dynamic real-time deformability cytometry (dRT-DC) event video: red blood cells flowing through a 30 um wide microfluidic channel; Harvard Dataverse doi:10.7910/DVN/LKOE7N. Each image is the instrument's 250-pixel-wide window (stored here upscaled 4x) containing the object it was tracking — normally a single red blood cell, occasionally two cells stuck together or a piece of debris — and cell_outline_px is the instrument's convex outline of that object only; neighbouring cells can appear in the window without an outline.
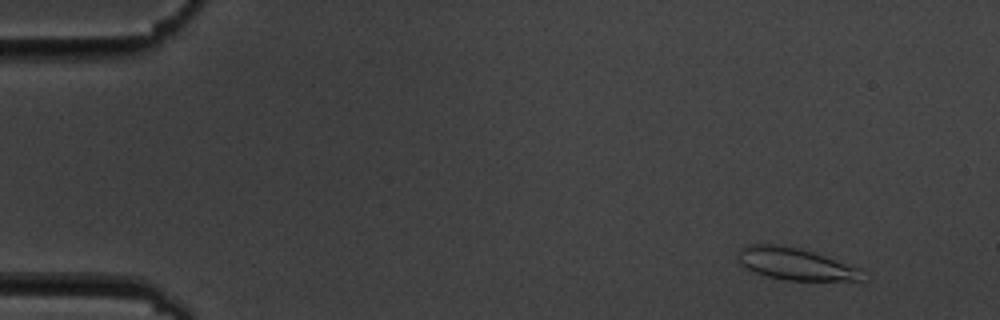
{"species": "common noctule bat (a hibernating species)", "species_latin": "Nyctalus noctula", "temperature_condition": "cold", "stored_images_in_passage": 7, "camera_frame_rate_fps": 3000, "um_per_image_px": 0.085, "animal": {"sex": "male", "body_mass_g": 19.5, "forearm_length_mm": 54.6}, "frame": {"image": 1, "passage_image": 2, "time_ms": 1.333, "image_size_px": [1000, 320], "cell_outline_px": [[860, 280], [784, 280], [768, 276], [756, 272], [740, 264], [736, 260], [736, 256], [740, 248], [748, 244], [776, 244], [796, 248], [812, 252], [860, 268]], "centroid_in_image_um": [67.5, 22.42], "position_along_channel_um": 17.5, "area_um2": 22.72}}
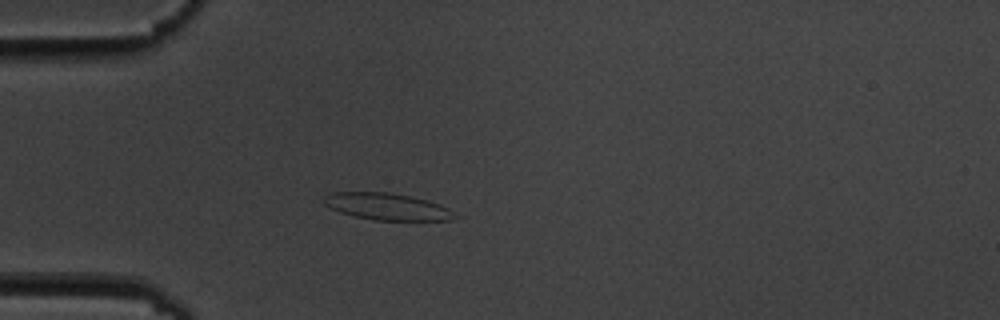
{"frame": {"image": 2, "passage_image": 5, "time_ms": 5.0, "image_size_px": [1000, 320], "cell_outline_px": [[456, 216], [452, 220], [372, 220], [352, 216], [340, 212], [324, 204], [320, 200], [324, 196], [332, 192], [388, 192], [428, 200], [440, 204], [448, 208]], "centroid_in_image_um": [32.85, 17.56], "position_along_channel_um": 52.2, "area_um2": 20.46}}